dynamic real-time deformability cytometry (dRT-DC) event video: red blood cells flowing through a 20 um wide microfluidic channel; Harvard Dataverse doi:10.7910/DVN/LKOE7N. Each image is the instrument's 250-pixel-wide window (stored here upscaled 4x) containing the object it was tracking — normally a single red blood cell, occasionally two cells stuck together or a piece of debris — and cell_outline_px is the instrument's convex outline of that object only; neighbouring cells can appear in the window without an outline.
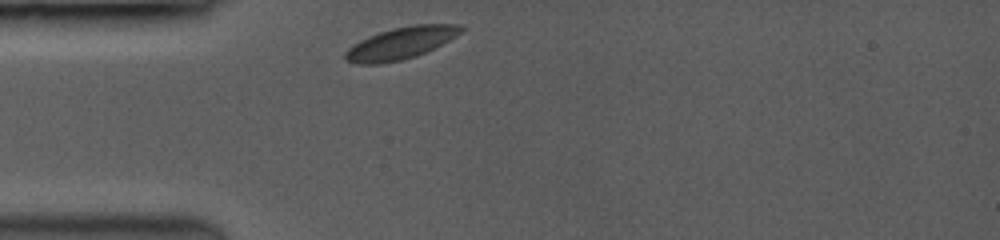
{"species": "common noctule bat (a hibernating species)", "species_latin": "Nyctalus noctula", "temperature_condition": "room temperature", "stored_images_in_passage": 17, "camera_frame_rate_fps": 3500, "um_per_image_px": 0.085, "animal": {"sex": "female", "body_mass_g": 19.0, "forearm_length_mm": 53.3}, "frame": {"image": 1, "passage_image": 1, "time_ms": 0.0, "image_size_px": [1000, 240], "cell_outline_px": [[464, 28], [456, 36], [416, 56], [400, 60], [380, 64], [356, 64], [348, 60], [344, 56], [344, 52], [352, 44], [368, 36], [392, 28], [412, 24], [460, 24]], "centroid_in_image_um": [34.03, 3.66], "position_along_channel_um": 51.0, "area_um2": 21.39}}
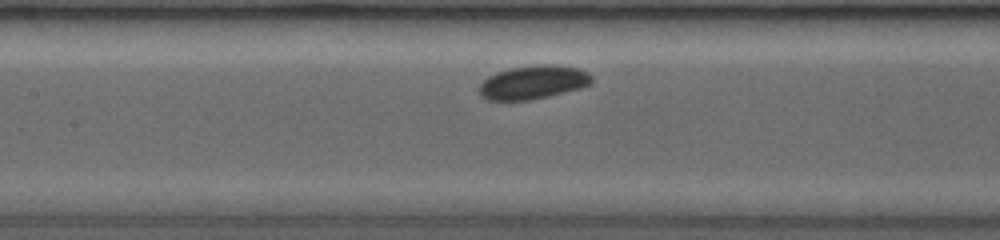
{"frame": {"image": 2, "passage_image": 9, "time_ms": 3.143, "image_size_px": [1000, 240], "cell_outline_px": [[592, 80], [588, 84], [576, 88], [528, 100], [488, 100], [480, 92], [480, 84], [488, 76], [496, 72], [508, 68], [536, 64], [556, 64], [580, 68], [588, 72], [592, 76]], "centroid_in_image_um": [45.3, 6.95], "position_along_channel_um": 162.1, "area_um2": 21.68}}
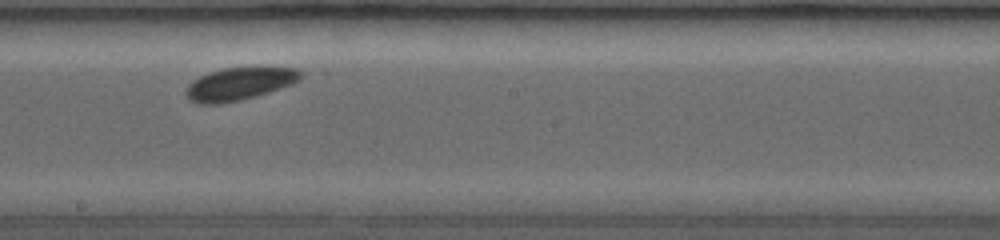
{"frame": {"image": 3, "passage_image": 13, "time_ms": 4.857, "image_size_px": [1000, 240], "cell_outline_px": [[304, 76], [300, 80], [292, 84], [252, 96], [236, 100], [212, 104], [200, 104], [192, 100], [184, 92], [188, 84], [192, 80], [208, 72], [224, 68], [296, 68], [304, 72]], "centroid_in_image_um": [20.34, 7.1], "position_along_channel_um": 227.9, "area_um2": 21.27}}